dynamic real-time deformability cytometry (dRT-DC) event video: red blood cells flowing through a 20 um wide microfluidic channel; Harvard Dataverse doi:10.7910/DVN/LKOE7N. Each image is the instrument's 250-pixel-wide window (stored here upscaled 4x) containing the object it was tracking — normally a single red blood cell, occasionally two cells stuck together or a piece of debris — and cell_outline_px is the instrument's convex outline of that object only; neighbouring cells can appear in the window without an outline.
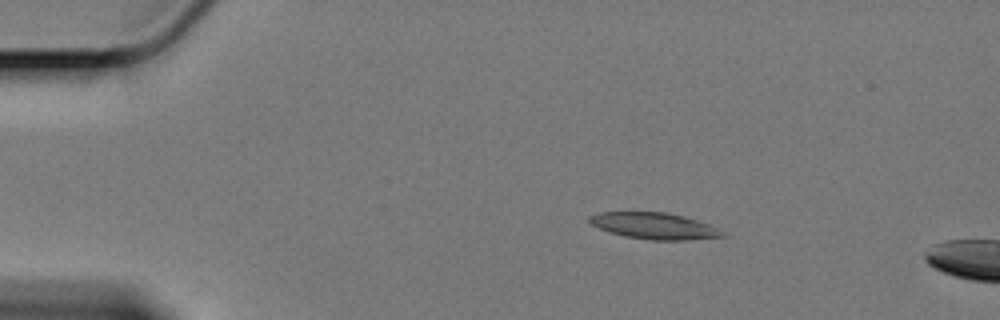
{"species": "Egyptian fruit bat (a non-hibernating species)", "species_latin": "Rousettus aegyptiacus", "temperature_condition": "cold", "stored_images_in_passage": 5, "camera_frame_rate_fps": 3000, "um_per_image_px": 0.085, "animal": {"sex": "female"}, "frame": {"image": 1, "passage_image": 1, "time_ms": 0.0, "image_size_px": [1000, 320], "cell_outline_px": [[724, 236], [684, 240], [652, 240], [624, 236], [600, 228], [592, 224], [588, 220], [588, 216], [600, 212], [664, 212], [696, 220], [708, 224], [724, 232]], "centroid_in_image_um": [55.57, 19.2], "position_along_channel_um": 29.4, "area_um2": 20.0}}